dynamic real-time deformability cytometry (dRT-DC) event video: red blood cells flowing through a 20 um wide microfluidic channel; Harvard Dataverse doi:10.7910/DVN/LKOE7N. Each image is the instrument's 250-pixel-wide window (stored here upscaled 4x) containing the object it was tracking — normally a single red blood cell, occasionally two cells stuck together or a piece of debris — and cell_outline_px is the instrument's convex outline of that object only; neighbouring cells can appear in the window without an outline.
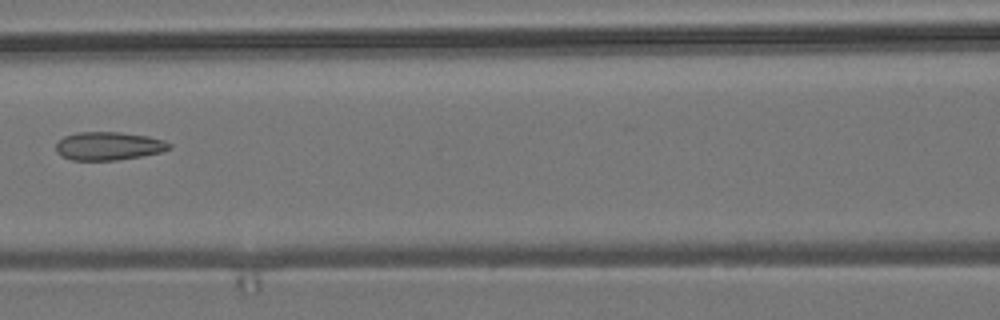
{"species": "common noctule bat (a hibernating species)", "species_latin": "Nyctalus noctula", "temperature_condition": "room temperature", "stored_images_in_passage": 4, "camera_frame_rate_fps": 3000, "um_per_image_px": 0.085, "animal": {"sex": "male", "body_mass_g": 19.2, "forearm_length_mm": 51.8}, "frame": {"image": 1, "passage_image": 4, "time_ms": 1.0, "image_size_px": [1000, 320], "cell_outline_px": [[172, 148], [160, 152], [140, 156], [116, 160], [72, 160], [60, 156], [56, 152], [56, 144], [64, 136], [76, 132], [120, 132], [148, 136], [164, 140], [172, 144]], "centroid_in_image_um": [9.22, 12.4], "position_along_channel_um": 157.4, "area_um2": 18.73}}